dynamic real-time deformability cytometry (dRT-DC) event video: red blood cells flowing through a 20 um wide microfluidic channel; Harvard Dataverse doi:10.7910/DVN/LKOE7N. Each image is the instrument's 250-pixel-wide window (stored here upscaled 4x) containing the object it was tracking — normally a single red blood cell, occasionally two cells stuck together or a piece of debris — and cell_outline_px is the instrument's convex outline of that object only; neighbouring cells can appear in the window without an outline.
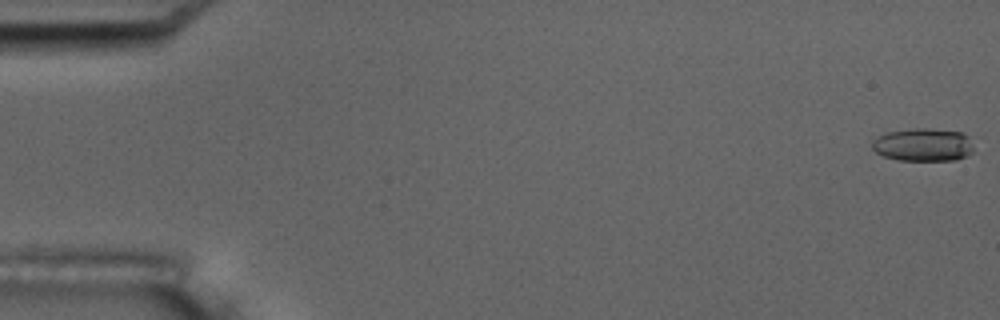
{"species": "common noctule bat (a hibernating species)", "species_latin": "Nyctalus noctula", "temperature_condition": "room temperature", "stored_images_in_passage": 6, "camera_frame_rate_fps": 3000, "um_per_image_px": 0.085, "animal": {"sex": "male", "body_mass_g": 17.5, "forearm_length_mm": 52.3}, "frame": {"image": 1, "passage_image": 1, "time_ms": 0.0, "image_size_px": [1000, 320], "cell_outline_px": [[972, 152], [968, 156], [956, 160], [900, 160], [884, 156], [876, 152], [872, 148], [872, 140], [888, 132], [912, 128], [928, 128], [964, 132], [968, 136], [972, 148]], "centroid_in_image_um": [78.49, 12.3], "position_along_channel_um": 6.5, "area_um2": 19.54}}